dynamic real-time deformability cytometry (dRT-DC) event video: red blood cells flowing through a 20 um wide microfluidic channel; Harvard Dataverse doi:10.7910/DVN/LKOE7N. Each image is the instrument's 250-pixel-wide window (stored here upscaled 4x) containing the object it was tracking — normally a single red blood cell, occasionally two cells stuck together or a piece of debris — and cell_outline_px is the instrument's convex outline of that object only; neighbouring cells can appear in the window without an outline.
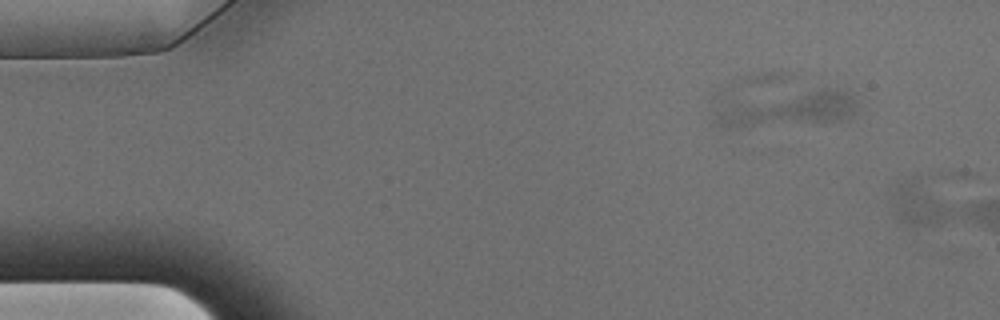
{"species": "Egyptian fruit bat (a non-hibernating species)", "species_latin": "Rousettus aegyptiacus", "temperature_condition": "warm", "stored_images_in_passage": 2, "camera_frame_rate_fps": 3000, "um_per_image_px": 0.085, "animal": {"sex": "male"}, "frame": {"image": 1, "passage_image": 1, "time_ms": 0.0, "image_size_px": [1000, 320], "cell_outline_px": [[860, 100], [856, 108], [848, 116], [840, 120], [736, 128], [724, 128], [712, 124], [712, 116], [716, 112], [732, 104], [820, 88], [836, 88], [852, 92]], "centroid_in_image_um": [67.07, 9.28], "position_along_channel_um": 17.9, "area_um2": 28.55}}